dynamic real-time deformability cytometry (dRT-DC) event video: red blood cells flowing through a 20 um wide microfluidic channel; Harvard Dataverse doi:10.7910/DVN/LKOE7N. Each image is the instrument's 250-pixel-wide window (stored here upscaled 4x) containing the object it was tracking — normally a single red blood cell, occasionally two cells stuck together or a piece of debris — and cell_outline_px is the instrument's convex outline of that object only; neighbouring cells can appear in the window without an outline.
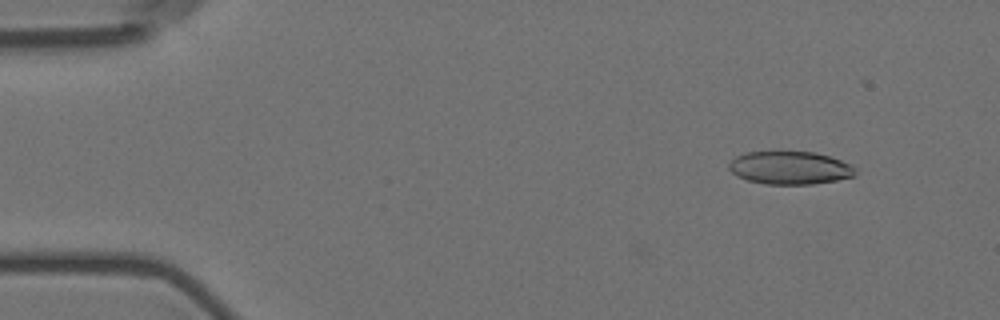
{"species": "Egyptian fruit bat (a non-hibernating species)", "species_latin": "Rousettus aegyptiacus", "temperature_condition": "room temperature", "stored_images_in_passage": 4, "camera_frame_rate_fps": 3000, "um_per_image_px": 0.085, "animal": {"sex": "female"}, "frame": {"image": 1, "passage_image": 1, "time_ms": 0.0, "image_size_px": [1000, 320], "cell_outline_px": [[856, 172], [852, 176], [836, 180], [812, 184], [768, 184], [748, 180], [736, 176], [728, 168], [728, 164], [736, 156], [744, 152], [812, 152], [828, 156], [852, 164], [856, 168]], "centroid_in_image_um": [67.13, 14.26], "position_along_channel_um": 17.9, "area_um2": 24.16}}
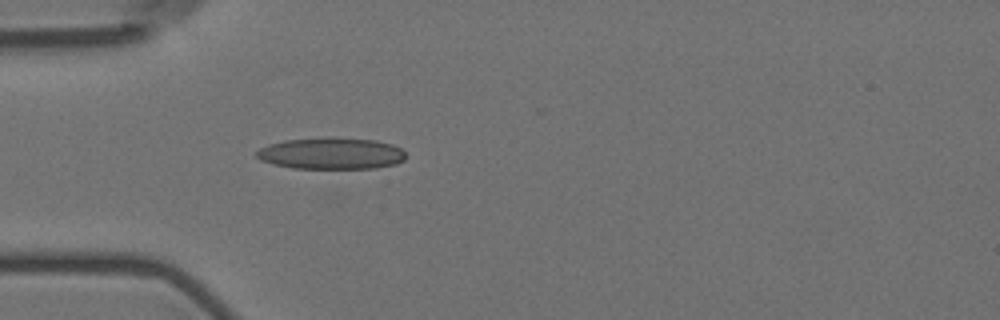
{"frame": {"image": 2, "passage_image": 4, "time_ms": 3.667, "image_size_px": [1000, 320], "cell_outline_px": [[404, 160], [396, 164], [376, 168], [292, 168], [272, 164], [260, 160], [256, 156], [256, 152], [260, 148], [268, 144], [284, 140], [332, 136], [376, 140], [392, 144], [400, 148], [404, 152]], "centroid_in_image_um": [28.14, 13.03], "position_along_channel_um": 56.9, "area_um2": 27.8}}